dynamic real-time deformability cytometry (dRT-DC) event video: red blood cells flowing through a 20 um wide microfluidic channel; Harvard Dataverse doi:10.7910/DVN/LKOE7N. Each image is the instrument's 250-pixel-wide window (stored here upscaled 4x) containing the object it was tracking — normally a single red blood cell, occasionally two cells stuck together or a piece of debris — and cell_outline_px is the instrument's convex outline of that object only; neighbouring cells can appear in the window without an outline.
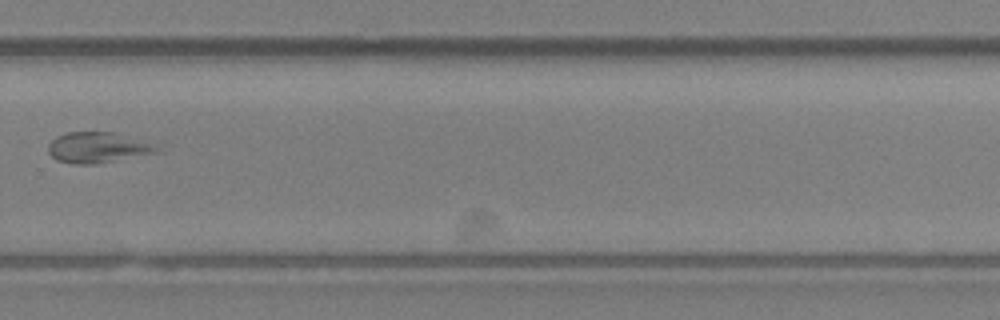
{"species": "Egyptian fruit bat (a non-hibernating species)", "species_latin": "Rousettus aegyptiacus", "temperature_condition": "room temperature", "stored_images_in_passage": 11, "camera_frame_rate_fps": 3000, "um_per_image_px": 0.085, "animal": {"sex": "female"}, "frame": {"image": 1, "passage_image": 11, "time_ms": 12.333, "image_size_px": [1000, 320], "cell_outline_px": [[160, 152], [96, 164], [76, 164], [56, 160], [48, 152], [48, 144], [56, 136], [68, 132], [116, 132], [148, 144], [156, 148]], "centroid_in_image_um": [8.21, 12.55], "position_along_channel_um": 321.6, "area_um2": 19.02}}